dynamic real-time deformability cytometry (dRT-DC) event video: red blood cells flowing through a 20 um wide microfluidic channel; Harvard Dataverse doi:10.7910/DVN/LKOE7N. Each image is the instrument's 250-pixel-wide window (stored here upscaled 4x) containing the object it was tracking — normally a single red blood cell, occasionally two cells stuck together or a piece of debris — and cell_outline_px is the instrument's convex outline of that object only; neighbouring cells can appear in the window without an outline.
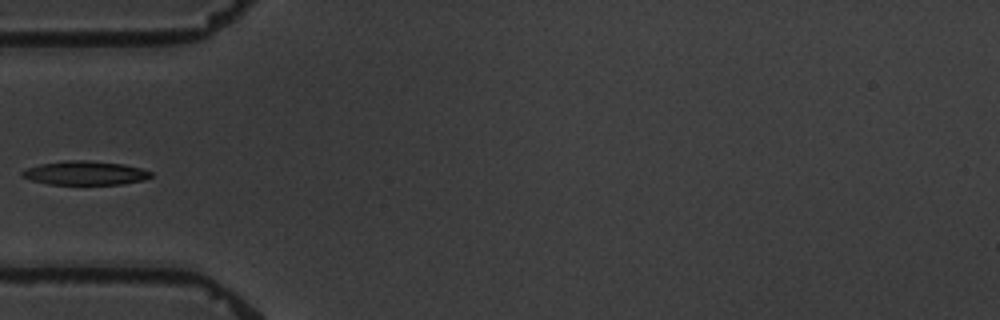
{"species": "common noctule bat (a hibernating species)", "species_latin": "Nyctalus noctula", "temperature_condition": "warm", "stored_images_in_passage": 5, "camera_frame_rate_fps": 3000, "um_per_image_px": 0.085, "animal": {"sex": "male", "body_mass_g": 19.5, "forearm_length_mm": 54.6}, "frame": {"image": 1, "passage_image": 5, "time_ms": 5.667, "image_size_px": [1000, 320], "cell_outline_px": [[152, 176], [144, 180], [120, 184], [48, 184], [32, 180], [20, 176], [20, 172], [24, 168], [40, 164], [64, 160], [84, 160], [124, 164], [140, 168], [152, 172]], "centroid_in_image_um": [7.19, 14.7], "position_along_channel_um": 77.8, "area_um2": 17.98}}